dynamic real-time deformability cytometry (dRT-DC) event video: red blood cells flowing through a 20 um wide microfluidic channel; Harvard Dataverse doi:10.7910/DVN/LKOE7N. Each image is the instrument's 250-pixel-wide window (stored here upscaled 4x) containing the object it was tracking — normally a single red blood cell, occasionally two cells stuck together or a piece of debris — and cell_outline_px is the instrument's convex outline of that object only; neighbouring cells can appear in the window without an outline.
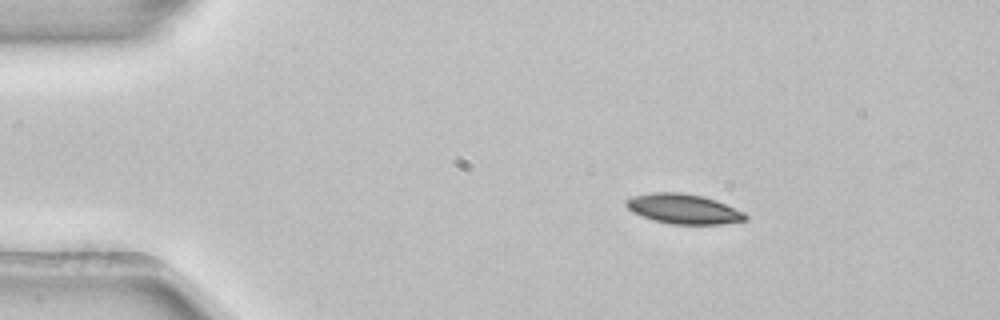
{"species": "common noctule bat (a hibernating species)", "species_latin": "Nyctalus noctula", "temperature_condition": "room temperature", "stored_images_in_passage": 3, "camera_frame_rate_fps": 3000, "um_per_image_px": 0.085, "animal": {"sex": "female", "body_mass_g": 22.7, "forearm_length_mm": 54.2}, "frame": {"image": 1, "passage_image": 1, "time_ms": 0.0, "image_size_px": [1000, 320], "cell_outline_px": [[748, 220], [720, 224], [672, 224], [652, 220], [632, 212], [624, 204], [624, 200], [632, 196], [652, 192], [680, 192], [704, 196], [716, 200], [744, 212], [748, 216]], "centroid_in_image_um": [58.08, 17.75], "position_along_channel_um": 26.9, "area_um2": 20.92}}
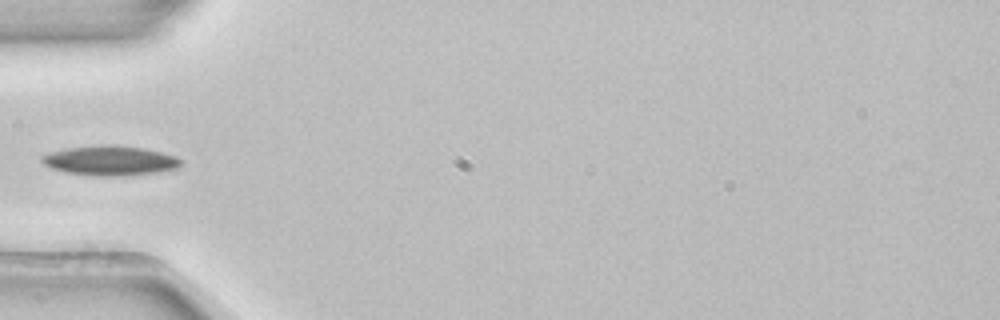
{"frame": {"image": 2, "passage_image": 3, "time_ms": 0.667, "image_size_px": [1000, 320], "cell_outline_px": [[180, 164], [176, 168], [156, 172], [124, 176], [96, 176], [68, 172], [52, 168], [44, 164], [40, 160], [40, 156], [52, 152], [68, 148], [108, 144], [116, 144], [144, 148], [176, 156], [180, 160]], "centroid_in_image_um": [9.35, 13.64], "position_along_channel_um": 75.7, "area_um2": 23.87}}